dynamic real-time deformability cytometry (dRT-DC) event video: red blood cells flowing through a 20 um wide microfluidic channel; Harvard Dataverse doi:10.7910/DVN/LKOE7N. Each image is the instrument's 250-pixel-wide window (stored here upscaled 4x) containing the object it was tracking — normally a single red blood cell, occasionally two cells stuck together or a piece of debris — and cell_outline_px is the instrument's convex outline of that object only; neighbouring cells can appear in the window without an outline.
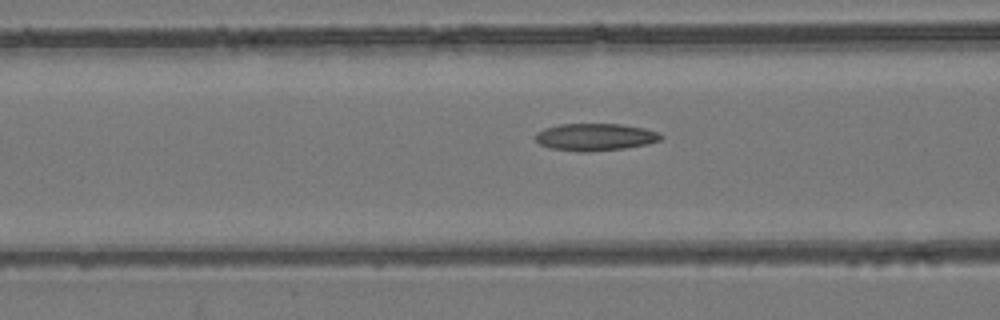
{"species": "common noctule bat (a hibernating species)", "species_latin": "Nyctalus noctula", "temperature_condition": "room temperature", "stored_images_in_passage": 37, "camera_frame_rate_fps": 3000, "um_per_image_px": 0.085, "animal": {"sex": "female", "body_mass_g": 24.6, "forearm_length_mm": 56.2}, "frame": {"image": 1, "passage_image": 16, "time_ms": 5.0, "image_size_px": [1000, 320], "cell_outline_px": [[664, 136], [660, 140], [648, 144], [624, 148], [588, 152], [580, 152], [552, 148], [540, 144], [532, 136], [536, 132], [544, 128], [560, 124], [620, 124], [644, 128], [656, 132]], "centroid_in_image_um": [50.56, 11.64], "position_along_channel_um": 116.0, "area_um2": 19.94}}
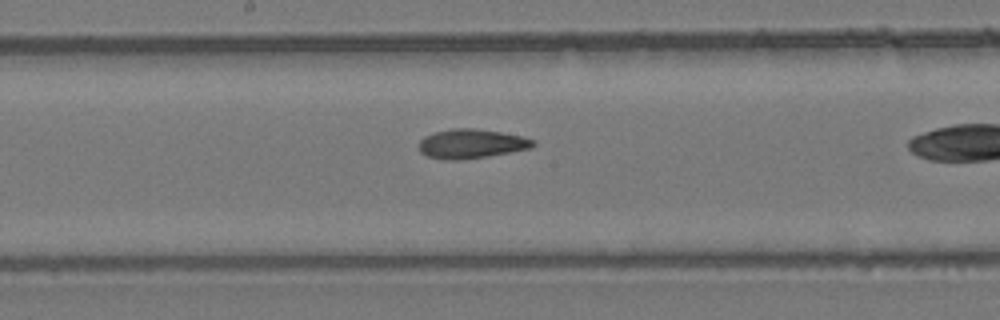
{"frame": {"image": 2, "passage_image": 23, "time_ms": 7.333, "image_size_px": [1000, 320], "cell_outline_px": [[536, 144], [532, 148], [488, 156], [460, 160], [444, 160], [428, 156], [420, 152], [420, 140], [424, 136], [436, 132], [452, 128], [476, 128], [524, 136], [536, 140]], "centroid_in_image_um": [40.1, 12.21], "position_along_channel_um": 208.1, "area_um2": 19.59}}
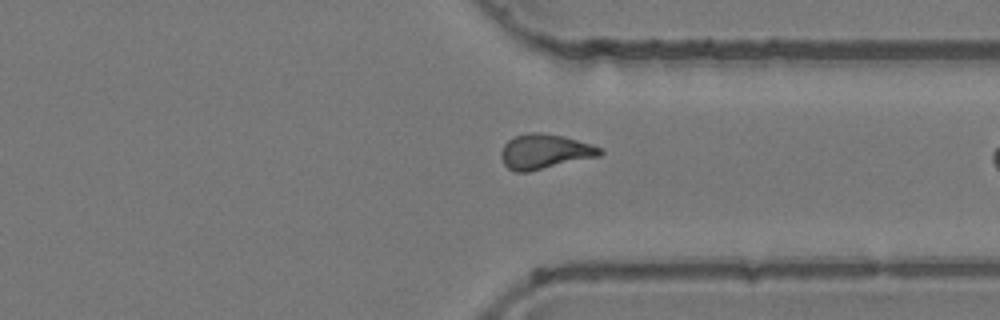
{"frame": {"image": 3, "passage_image": 35, "time_ms": 11.333, "image_size_px": [1000, 320], "cell_outline_px": [[604, 152], [600, 156], [528, 172], [516, 172], [508, 168], [504, 164], [500, 156], [500, 152], [504, 144], [508, 140], [516, 136], [528, 132], [536, 132], [564, 136], [592, 144], [604, 148]], "centroid_in_image_um": [46.32, 12.88], "position_along_channel_um": 365.1, "area_um2": 20.23}}